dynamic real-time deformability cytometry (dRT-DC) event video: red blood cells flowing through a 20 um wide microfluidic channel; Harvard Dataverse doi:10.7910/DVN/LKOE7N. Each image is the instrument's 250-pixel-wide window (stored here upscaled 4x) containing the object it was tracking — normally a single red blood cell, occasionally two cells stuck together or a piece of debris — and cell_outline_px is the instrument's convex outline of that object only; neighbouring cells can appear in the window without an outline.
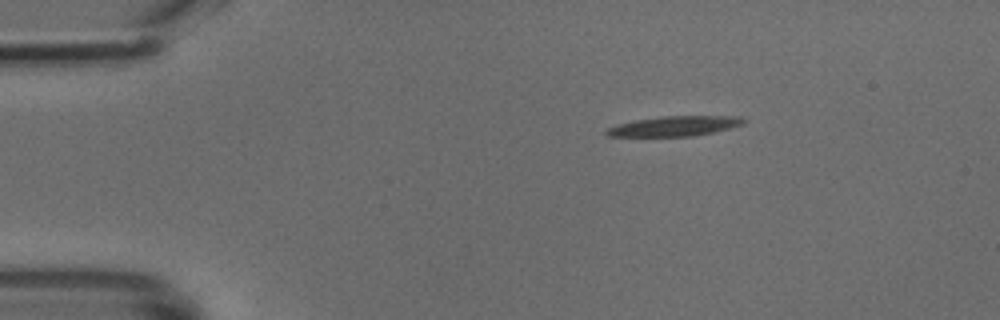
{"species": "common noctule bat (a hibernating species)", "species_latin": "Nyctalus noctula", "temperature_condition": "cold", "stored_images_in_passage": 42, "camera_frame_rate_fps": 3000, "um_per_image_px": 0.085, "animal": {"sex": "male", "body_mass_g": 18.8}, "frame": {"image": 1, "passage_image": 1, "time_ms": 0.0, "image_size_px": [1000, 320], "cell_outline_px": [[748, 120], [744, 124], [712, 132], [692, 136], [608, 136], [604, 132], [608, 128], [620, 124], [636, 120], [664, 116], [740, 116]], "centroid_in_image_um": [57.39, 10.71], "position_along_channel_um": 27.6, "area_um2": 15.72}}
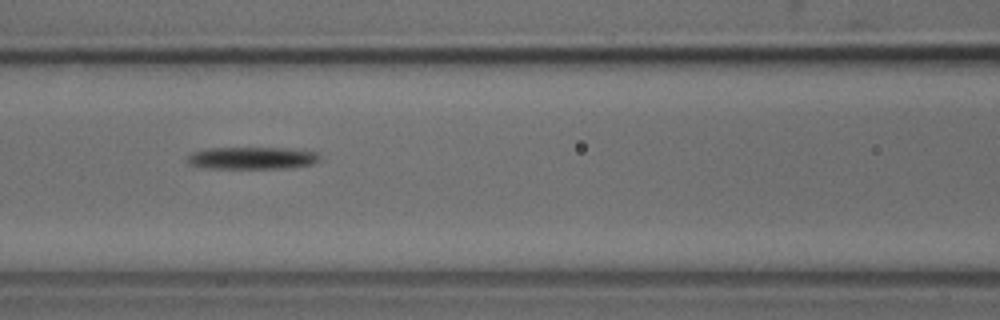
{"frame": {"image": 2, "passage_image": 14, "time_ms": 4.333, "image_size_px": [1000, 320], "cell_outline_px": [[320, 160], [316, 164], [288, 168], [204, 168], [188, 164], [188, 156], [192, 152], [208, 148], [292, 148], [320, 152]], "centroid_in_image_um": [21.51, 13.43], "position_along_channel_um": 145.1, "area_um2": 17.46}}
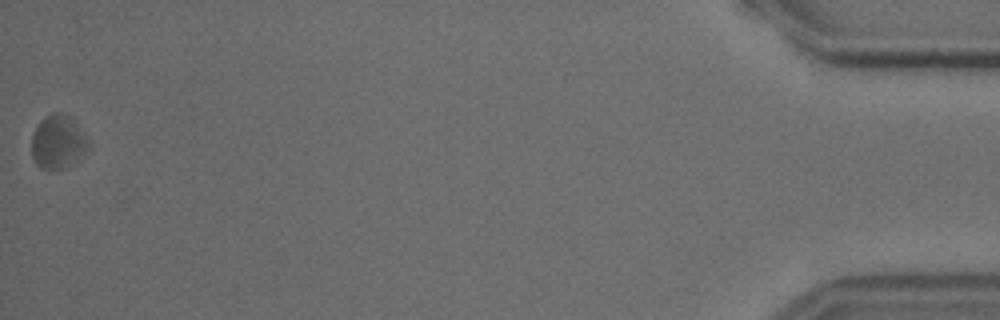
{"frame": {"image": 3, "passage_image": 42, "time_ms": 13.667, "image_size_px": [1000, 320], "cell_outline_px": [[92, 144], [80, 160], [72, 164], [60, 168], [40, 168], [36, 164], [32, 156], [32, 136], [40, 120], [52, 112], [60, 112], [68, 116], [84, 132]], "centroid_in_image_um": [4.97, 12.06], "position_along_channel_um": 430.2, "area_um2": 17.8}}